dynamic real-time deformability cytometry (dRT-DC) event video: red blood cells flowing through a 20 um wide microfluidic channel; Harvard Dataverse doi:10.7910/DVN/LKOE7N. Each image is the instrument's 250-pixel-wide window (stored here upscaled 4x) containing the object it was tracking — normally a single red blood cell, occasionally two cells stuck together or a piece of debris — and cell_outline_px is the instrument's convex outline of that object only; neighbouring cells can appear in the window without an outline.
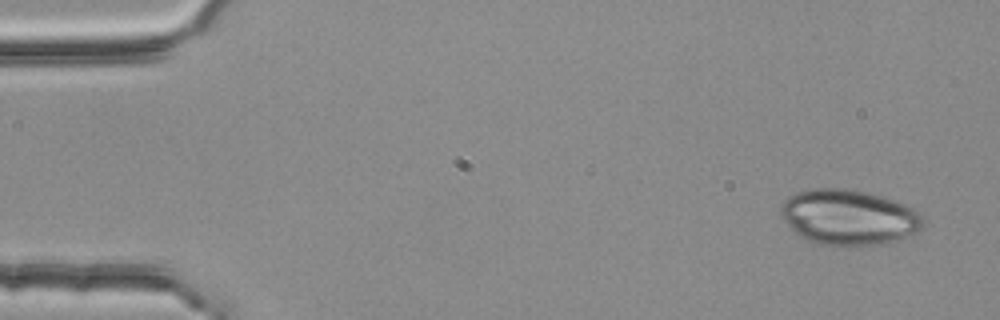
{"species": "common noctule bat (a hibernating species)", "species_latin": "Nyctalus noctula", "temperature_condition": "room temperature", "stored_images_in_passage": 3, "camera_frame_rate_fps": 3000, "um_per_image_px": 0.085, "animal": {"sex": "female", "body_mass_g": 25.1}, "frame": {"image": 1, "passage_image": 1, "time_ms": 0.0, "image_size_px": [1000, 320], "cell_outline_px": [[924, 228], [920, 232], [896, 240], [852, 248], [836, 248], [804, 240], [780, 216], [780, 204], [788, 196], [796, 192], [812, 188], [852, 188], [896, 200], [920, 212], [924, 216]], "centroid_in_image_um": [72.15, 18.48], "position_along_channel_um": 12.8, "area_um2": 47.11}}